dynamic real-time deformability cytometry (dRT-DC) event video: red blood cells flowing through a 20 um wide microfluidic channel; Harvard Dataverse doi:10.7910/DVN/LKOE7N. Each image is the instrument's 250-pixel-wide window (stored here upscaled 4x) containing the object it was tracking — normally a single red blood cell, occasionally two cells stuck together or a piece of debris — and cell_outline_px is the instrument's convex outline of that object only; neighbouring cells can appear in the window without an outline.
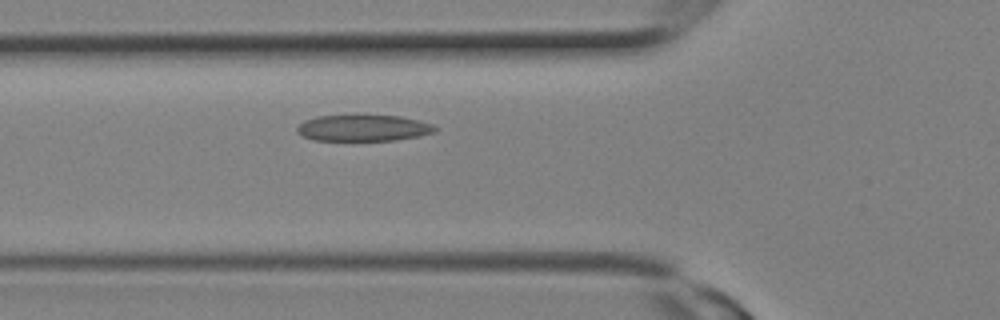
{"species": "Egyptian fruit bat (a non-hibernating species)", "species_latin": "Rousettus aegyptiacus", "temperature_condition": "room temperature", "stored_images_in_passage": 5, "camera_frame_rate_fps": 3000, "um_per_image_px": 0.085, "animal": {"sex": "female"}, "frame": {"image": 1, "passage_image": 5, "time_ms": 1.333, "image_size_px": [1000, 320], "cell_outline_px": [[440, 128], [436, 132], [420, 136], [396, 140], [316, 140], [304, 136], [296, 132], [296, 128], [304, 120], [316, 116], [400, 116], [432, 124]], "centroid_in_image_um": [30.91, 10.88], "position_along_channel_um": 94.9, "area_um2": 20.98}}